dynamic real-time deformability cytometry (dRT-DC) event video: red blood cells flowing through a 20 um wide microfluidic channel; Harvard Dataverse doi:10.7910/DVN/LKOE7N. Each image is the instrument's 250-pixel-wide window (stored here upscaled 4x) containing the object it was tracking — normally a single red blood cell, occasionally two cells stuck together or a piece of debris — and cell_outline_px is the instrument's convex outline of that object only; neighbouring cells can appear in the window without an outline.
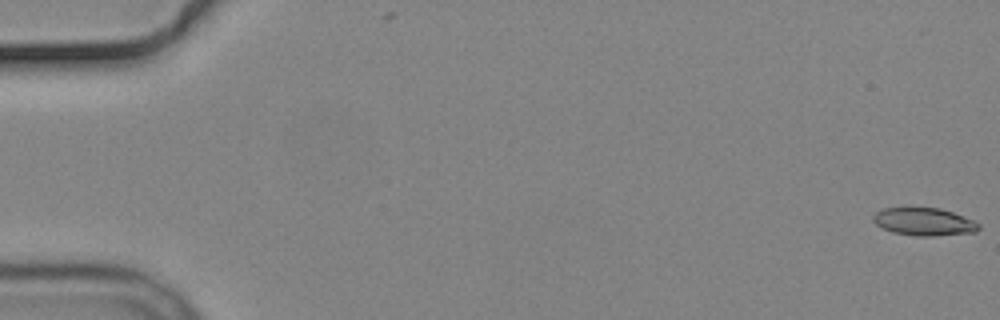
{"species": "common noctule bat (a hibernating species)", "species_latin": "Nyctalus noctula", "temperature_condition": "cold", "stored_images_in_passage": 5, "camera_frame_rate_fps": 3000, "um_per_image_px": 0.085, "animal": {"sex": "male", "body_mass_g": 19.2, "forearm_length_mm": 51.8}, "frame": {"image": 1, "passage_image": 1, "time_ms": 0.0, "image_size_px": [1000, 320], "cell_outline_px": [[980, 228], [976, 232], [932, 236], [920, 236], [892, 232], [876, 224], [872, 220], [872, 216], [876, 212], [884, 208], [940, 208], [952, 212], [972, 220], [980, 224]], "centroid_in_image_um": [78.54, 18.85], "position_along_channel_um": 6.5, "area_um2": 16.88}}
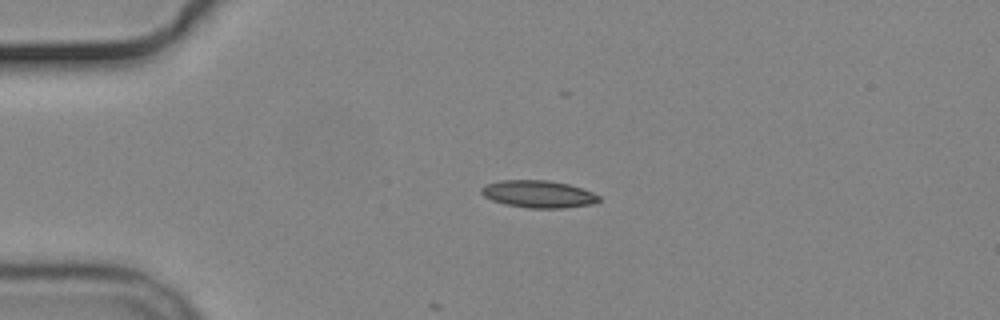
{"frame": {"image": 2, "passage_image": 5, "time_ms": 4.333, "image_size_px": [1000, 320], "cell_outline_px": [[600, 200], [592, 204], [560, 208], [528, 208], [504, 204], [492, 200], [484, 196], [480, 192], [480, 188], [484, 184], [500, 180], [548, 180], [568, 184], [592, 192], [600, 196]], "centroid_in_image_um": [45.71, 16.49], "position_along_channel_um": 39.3, "area_um2": 18.73}}